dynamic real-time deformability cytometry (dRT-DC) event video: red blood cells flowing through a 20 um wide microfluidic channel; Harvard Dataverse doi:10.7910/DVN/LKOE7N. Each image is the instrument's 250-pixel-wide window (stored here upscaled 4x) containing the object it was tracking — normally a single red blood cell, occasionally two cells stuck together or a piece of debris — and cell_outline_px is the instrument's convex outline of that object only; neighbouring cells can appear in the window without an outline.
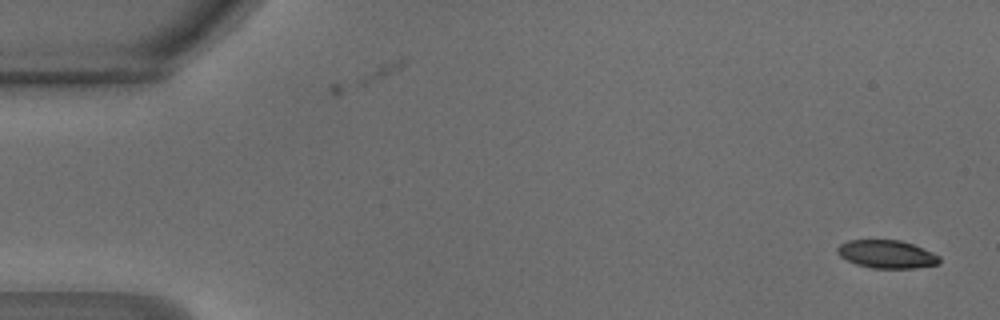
{"species": "common noctule bat (a hibernating species)", "species_latin": "Nyctalus noctula", "temperature_condition": "warm", "stored_images_in_passage": 47, "camera_frame_rate_fps": 3000, "um_per_image_px": 0.085, "animal": {"sex": "male", "body_mass_g": 18.8}, "frame": {"image": 1, "passage_image": 1, "time_ms": 0.0, "image_size_px": [1000, 320], "cell_outline_px": [[940, 260], [936, 264], [912, 268], [872, 268], [856, 264], [840, 256], [836, 252], [836, 248], [840, 244], [848, 240], [900, 240], [912, 244], [932, 252], [940, 256]], "centroid_in_image_um": [75.34, 21.6], "position_along_channel_um": 9.7, "area_um2": 16.53}}
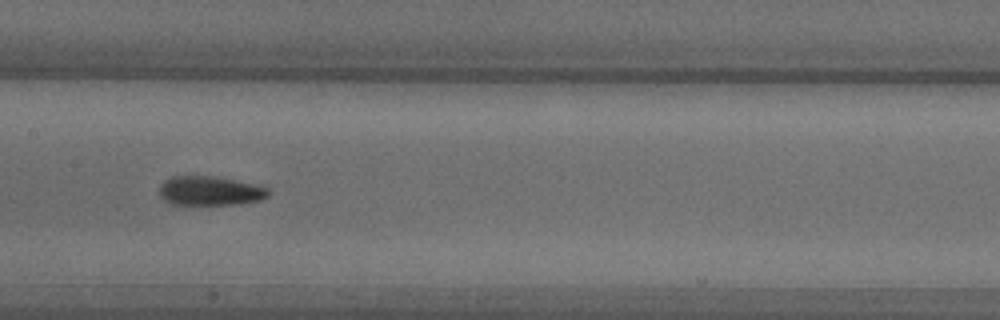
{"frame": {"image": 2, "passage_image": 23, "time_ms": 7.333, "image_size_px": [1000, 320], "cell_outline_px": [[268, 196], [260, 200], [240, 204], [172, 204], [164, 200], [160, 196], [160, 184], [164, 180], [172, 176], [216, 176], [264, 184], [268, 188]], "centroid_in_image_um": [17.91, 16.2], "position_along_channel_um": 189.5, "area_um2": 18.96}}
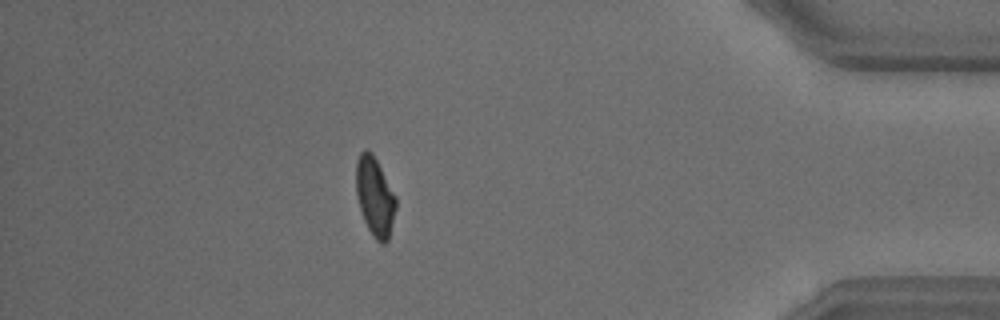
{"frame": {"image": 3, "passage_image": 41, "time_ms": 13.333, "image_size_px": [1000, 320], "cell_outline_px": [[396, 208], [388, 240], [384, 244], [380, 244], [372, 236], [364, 220], [356, 196], [356, 160], [360, 152], [364, 148], [368, 148], [372, 152], [396, 196]], "centroid_in_image_um": [31.85, 16.69], "position_along_channel_um": 403.3, "area_um2": 18.44}, "authors_computed_cell_mechanics": {"area_um2": 18.6116, "velocity_mm_per_s": 4.2676, "shape_relaxation_time_tau1_ms": 6.4625, "shape_relaxation_time_tau2_ms": 2.7054, "deformation_change_tau1": 0.1968, "deformation_change_tau2": 0.0952}}